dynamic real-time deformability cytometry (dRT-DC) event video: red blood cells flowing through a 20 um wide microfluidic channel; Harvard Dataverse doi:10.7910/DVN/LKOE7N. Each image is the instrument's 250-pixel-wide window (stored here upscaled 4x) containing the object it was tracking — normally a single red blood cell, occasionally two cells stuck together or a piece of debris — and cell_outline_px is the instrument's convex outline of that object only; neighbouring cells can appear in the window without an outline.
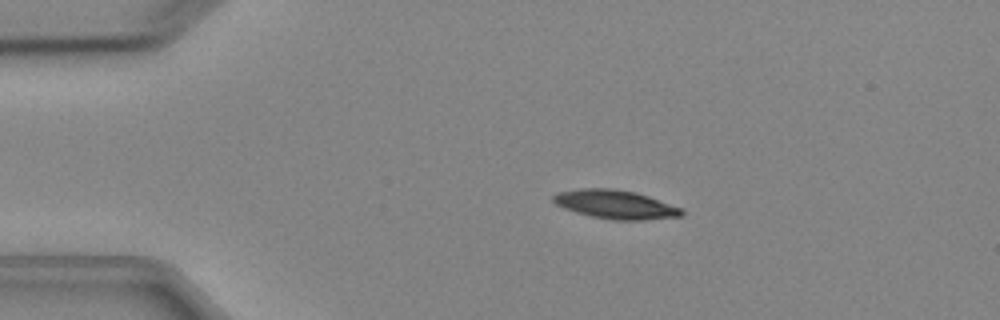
{"species": "Egyptian fruit bat (a non-hibernating species)", "species_latin": "Rousettus aegyptiacus", "temperature_condition": "cold", "stored_images_in_passage": 4, "camera_frame_rate_fps": 3000, "um_per_image_px": 0.085, "animal": {"sex": "female"}, "frame": {"image": 1, "passage_image": 2, "time_ms": 1.333, "image_size_px": [1000, 320], "cell_outline_px": [[684, 216], [644, 220], [616, 220], [592, 216], [576, 212], [564, 208], [556, 204], [552, 200], [552, 196], [560, 192], [580, 188], [612, 188], [636, 192], [684, 208]], "centroid_in_image_um": [52.37, 17.37], "position_along_channel_um": 32.6, "area_um2": 21.56}}
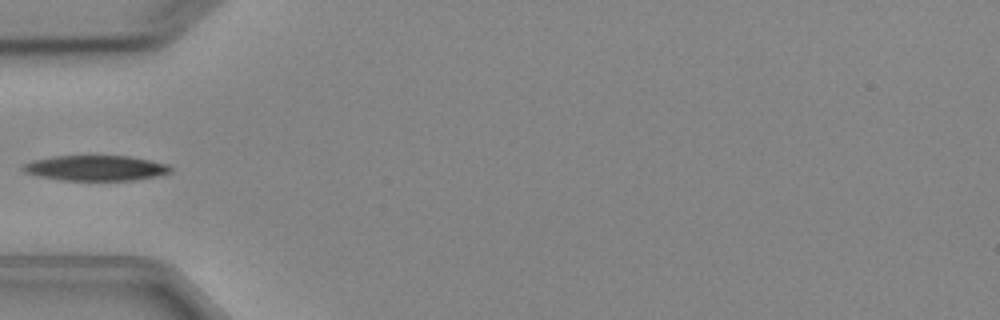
{"frame": {"image": 2, "passage_image": 4, "time_ms": 3.667, "image_size_px": [1000, 320], "cell_outline_px": [[172, 172], [156, 176], [132, 180], [60, 180], [40, 176], [24, 172], [20, 168], [24, 164], [32, 160], [52, 156], [128, 156], [168, 164], [172, 168]], "centroid_in_image_um": [8.11, 14.28], "position_along_channel_um": 76.9, "area_um2": 21.68}}